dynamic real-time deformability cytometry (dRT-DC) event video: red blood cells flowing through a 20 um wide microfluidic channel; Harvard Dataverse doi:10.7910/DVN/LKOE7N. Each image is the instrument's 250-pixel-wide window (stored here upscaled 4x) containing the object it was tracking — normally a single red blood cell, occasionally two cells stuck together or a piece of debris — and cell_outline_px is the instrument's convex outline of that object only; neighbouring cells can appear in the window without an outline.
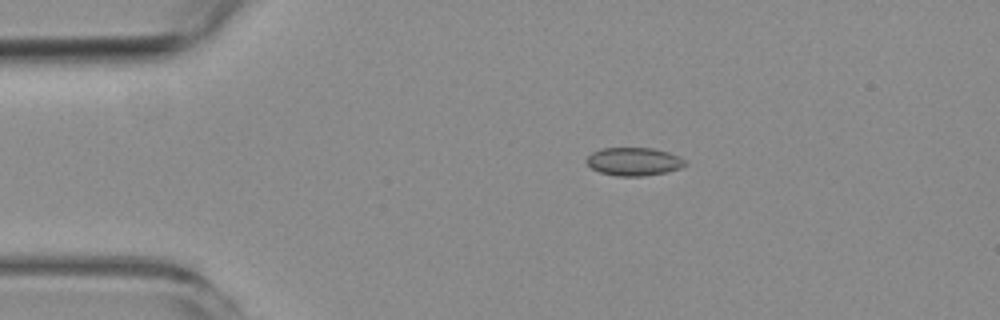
{"species": "common noctule bat (a hibernating species)", "species_latin": "Nyctalus noctula", "temperature_condition": "room temperature", "stored_images_in_passage": 8, "camera_frame_rate_fps": 3000, "um_per_image_px": 0.085, "animal": {"sex": "female", "body_mass_g": 19.3, "forearm_length_mm": 54.1}, "frame": {"image": 1, "passage_image": 3, "time_ms": 3.333, "image_size_px": [1000, 320], "cell_outline_px": [[688, 164], [680, 168], [668, 172], [644, 176], [616, 176], [600, 172], [592, 168], [584, 160], [592, 152], [604, 148], [652, 148], [668, 152], [680, 156]], "centroid_in_image_um": [53.89, 13.74], "position_along_channel_um": 31.1, "area_um2": 16.24}}
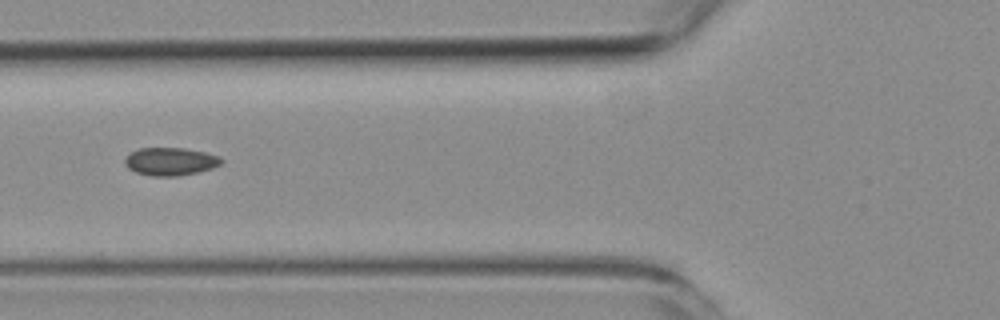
{"frame": {"image": 2, "passage_image": 6, "time_ms": 6.667, "image_size_px": [1000, 320], "cell_outline_px": [[224, 160], [220, 164], [212, 168], [196, 172], [176, 176], [152, 176], [136, 172], [128, 168], [124, 164], [124, 160], [132, 152], [140, 148], [184, 148], [204, 152], [220, 156]], "centroid_in_image_um": [14.49, 13.72], "position_along_channel_um": 111.3, "area_um2": 15.55}}
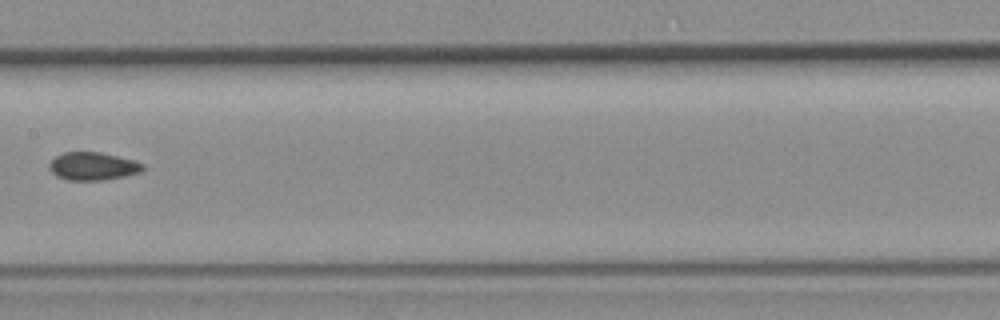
{"frame": {"image": 3, "passage_image": 8, "time_ms": 9.0, "image_size_px": [1000, 320], "cell_outline_px": [[144, 168], [140, 172], [124, 176], [104, 180], [68, 180], [56, 176], [48, 168], [48, 164], [56, 156], [64, 152], [100, 152], [132, 160], [144, 164]], "centroid_in_image_um": [7.86, 14.13], "position_along_channel_um": 199.5, "area_um2": 15.14}}